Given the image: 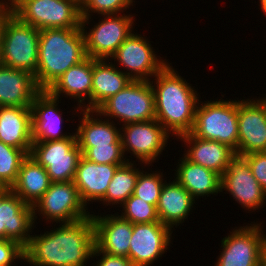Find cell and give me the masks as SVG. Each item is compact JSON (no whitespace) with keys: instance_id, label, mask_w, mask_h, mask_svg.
<instances>
[{"instance_id":"6da1fadb","label":"cell","mask_w":266,"mask_h":266,"mask_svg":"<svg viewBox=\"0 0 266 266\" xmlns=\"http://www.w3.org/2000/svg\"><path fill=\"white\" fill-rule=\"evenodd\" d=\"M95 247L92 216L61 223L57 228L32 235L24 248V262L31 266H86Z\"/></svg>"},{"instance_id":"7a4b0ae2","label":"cell","mask_w":266,"mask_h":266,"mask_svg":"<svg viewBox=\"0 0 266 266\" xmlns=\"http://www.w3.org/2000/svg\"><path fill=\"white\" fill-rule=\"evenodd\" d=\"M170 64L167 63L150 83L154 92L155 119L172 137L178 138L192 131L199 97L198 91Z\"/></svg>"},{"instance_id":"3957f363","label":"cell","mask_w":266,"mask_h":266,"mask_svg":"<svg viewBox=\"0 0 266 266\" xmlns=\"http://www.w3.org/2000/svg\"><path fill=\"white\" fill-rule=\"evenodd\" d=\"M87 58L81 28L39 31L38 65L34 75L41 90H47L62 74Z\"/></svg>"},{"instance_id":"277c9868","label":"cell","mask_w":266,"mask_h":266,"mask_svg":"<svg viewBox=\"0 0 266 266\" xmlns=\"http://www.w3.org/2000/svg\"><path fill=\"white\" fill-rule=\"evenodd\" d=\"M39 29L13 13H1L0 64L35 75L38 65Z\"/></svg>"},{"instance_id":"5b68a950","label":"cell","mask_w":266,"mask_h":266,"mask_svg":"<svg viewBox=\"0 0 266 266\" xmlns=\"http://www.w3.org/2000/svg\"><path fill=\"white\" fill-rule=\"evenodd\" d=\"M196 108L195 123L191 133L206 140L238 148V101L214 100L201 102Z\"/></svg>"},{"instance_id":"8992f818","label":"cell","mask_w":266,"mask_h":266,"mask_svg":"<svg viewBox=\"0 0 266 266\" xmlns=\"http://www.w3.org/2000/svg\"><path fill=\"white\" fill-rule=\"evenodd\" d=\"M103 118L120 120L123 125L155 119L154 92L150 81H131L96 109Z\"/></svg>"},{"instance_id":"52a82bcc","label":"cell","mask_w":266,"mask_h":266,"mask_svg":"<svg viewBox=\"0 0 266 266\" xmlns=\"http://www.w3.org/2000/svg\"><path fill=\"white\" fill-rule=\"evenodd\" d=\"M32 207L34 223L38 219L37 213L52 224L72 223L92 216L73 181L51 182L47 191Z\"/></svg>"},{"instance_id":"ba28073f","label":"cell","mask_w":266,"mask_h":266,"mask_svg":"<svg viewBox=\"0 0 266 266\" xmlns=\"http://www.w3.org/2000/svg\"><path fill=\"white\" fill-rule=\"evenodd\" d=\"M13 14L39 30L81 28L82 23L77 0H26Z\"/></svg>"},{"instance_id":"9c48e42d","label":"cell","mask_w":266,"mask_h":266,"mask_svg":"<svg viewBox=\"0 0 266 266\" xmlns=\"http://www.w3.org/2000/svg\"><path fill=\"white\" fill-rule=\"evenodd\" d=\"M29 155L46 169L51 182H66L74 180L82 151L74 132L62 140L33 142Z\"/></svg>"},{"instance_id":"30bf717a","label":"cell","mask_w":266,"mask_h":266,"mask_svg":"<svg viewBox=\"0 0 266 266\" xmlns=\"http://www.w3.org/2000/svg\"><path fill=\"white\" fill-rule=\"evenodd\" d=\"M262 223L235 227L221 240V253L214 266H260L266 243Z\"/></svg>"},{"instance_id":"8fae6325","label":"cell","mask_w":266,"mask_h":266,"mask_svg":"<svg viewBox=\"0 0 266 266\" xmlns=\"http://www.w3.org/2000/svg\"><path fill=\"white\" fill-rule=\"evenodd\" d=\"M101 16L104 18H100L99 23L92 29L89 28V31L82 29V32L87 57L108 60L134 31L135 18L125 13Z\"/></svg>"},{"instance_id":"7c38bea8","label":"cell","mask_w":266,"mask_h":266,"mask_svg":"<svg viewBox=\"0 0 266 266\" xmlns=\"http://www.w3.org/2000/svg\"><path fill=\"white\" fill-rule=\"evenodd\" d=\"M121 126L124 156L127 151L139 160L138 163L145 166L156 162L171 136L156 119Z\"/></svg>"},{"instance_id":"4fadbf2b","label":"cell","mask_w":266,"mask_h":266,"mask_svg":"<svg viewBox=\"0 0 266 266\" xmlns=\"http://www.w3.org/2000/svg\"><path fill=\"white\" fill-rule=\"evenodd\" d=\"M130 34L109 60L119 62L123 72L133 81H150L168 62L155 54L146 37ZM116 62V63H115ZM150 77V78H149Z\"/></svg>"},{"instance_id":"5bb4252c","label":"cell","mask_w":266,"mask_h":266,"mask_svg":"<svg viewBox=\"0 0 266 266\" xmlns=\"http://www.w3.org/2000/svg\"><path fill=\"white\" fill-rule=\"evenodd\" d=\"M266 152V97L238 100V148L243 156Z\"/></svg>"},{"instance_id":"9a60e30c","label":"cell","mask_w":266,"mask_h":266,"mask_svg":"<svg viewBox=\"0 0 266 266\" xmlns=\"http://www.w3.org/2000/svg\"><path fill=\"white\" fill-rule=\"evenodd\" d=\"M221 189L248 211H255L266 204V191L252 175L248 162L242 156H235L221 176Z\"/></svg>"},{"instance_id":"2e32d148","label":"cell","mask_w":266,"mask_h":266,"mask_svg":"<svg viewBox=\"0 0 266 266\" xmlns=\"http://www.w3.org/2000/svg\"><path fill=\"white\" fill-rule=\"evenodd\" d=\"M172 230L160 221L133 224L129 259L133 266H151L168 249Z\"/></svg>"},{"instance_id":"e0dca14e","label":"cell","mask_w":266,"mask_h":266,"mask_svg":"<svg viewBox=\"0 0 266 266\" xmlns=\"http://www.w3.org/2000/svg\"><path fill=\"white\" fill-rule=\"evenodd\" d=\"M34 225L32 205L26 204L10 188L0 194V239L14 240L25 248Z\"/></svg>"},{"instance_id":"ac0fdd59","label":"cell","mask_w":266,"mask_h":266,"mask_svg":"<svg viewBox=\"0 0 266 266\" xmlns=\"http://www.w3.org/2000/svg\"><path fill=\"white\" fill-rule=\"evenodd\" d=\"M60 98L54 97L48 90H41L31 104L32 110V141L44 142L62 140L74 133H62L61 109L58 108ZM58 102V103H57Z\"/></svg>"},{"instance_id":"d6986e66","label":"cell","mask_w":266,"mask_h":266,"mask_svg":"<svg viewBox=\"0 0 266 266\" xmlns=\"http://www.w3.org/2000/svg\"><path fill=\"white\" fill-rule=\"evenodd\" d=\"M95 231V246L109 255L129 258L130 238L133 224L121 218L119 213L92 214Z\"/></svg>"},{"instance_id":"ffe728a7","label":"cell","mask_w":266,"mask_h":266,"mask_svg":"<svg viewBox=\"0 0 266 266\" xmlns=\"http://www.w3.org/2000/svg\"><path fill=\"white\" fill-rule=\"evenodd\" d=\"M177 139H182L184 145H187V151L185 148L186 153L183 154L187 160L221 176L236 156L235 151L228 145L218 141L197 138L191 132L181 135Z\"/></svg>"},{"instance_id":"44dd1931","label":"cell","mask_w":266,"mask_h":266,"mask_svg":"<svg viewBox=\"0 0 266 266\" xmlns=\"http://www.w3.org/2000/svg\"><path fill=\"white\" fill-rule=\"evenodd\" d=\"M93 58L87 57L81 63L70 67L47 90L56 98L62 94L74 98L78 108L91 110ZM87 100V104L85 102ZM83 104V105H82Z\"/></svg>"},{"instance_id":"7402d4cb","label":"cell","mask_w":266,"mask_h":266,"mask_svg":"<svg viewBox=\"0 0 266 266\" xmlns=\"http://www.w3.org/2000/svg\"><path fill=\"white\" fill-rule=\"evenodd\" d=\"M40 91L32 73L0 64V107H31Z\"/></svg>"},{"instance_id":"603a6c76","label":"cell","mask_w":266,"mask_h":266,"mask_svg":"<svg viewBox=\"0 0 266 266\" xmlns=\"http://www.w3.org/2000/svg\"><path fill=\"white\" fill-rule=\"evenodd\" d=\"M121 165L124 164H98L83 156L80 158L73 182L86 206L90 202H99L105 196L114 173Z\"/></svg>"},{"instance_id":"cb8c5ba5","label":"cell","mask_w":266,"mask_h":266,"mask_svg":"<svg viewBox=\"0 0 266 266\" xmlns=\"http://www.w3.org/2000/svg\"><path fill=\"white\" fill-rule=\"evenodd\" d=\"M31 107H0V141L28 154L32 148Z\"/></svg>"},{"instance_id":"d4e9b609","label":"cell","mask_w":266,"mask_h":266,"mask_svg":"<svg viewBox=\"0 0 266 266\" xmlns=\"http://www.w3.org/2000/svg\"><path fill=\"white\" fill-rule=\"evenodd\" d=\"M166 182L157 203V214L162 224L174 229L188 218L196 200L176 180Z\"/></svg>"},{"instance_id":"484cf974","label":"cell","mask_w":266,"mask_h":266,"mask_svg":"<svg viewBox=\"0 0 266 266\" xmlns=\"http://www.w3.org/2000/svg\"><path fill=\"white\" fill-rule=\"evenodd\" d=\"M79 110L81 112L78 113H80V116L82 114V117L78 121L80 124L77 126L78 128H76L75 132L79 147L122 144L121 129L116 127L117 124L113 120L107 118L103 120V117H101V114L97 110Z\"/></svg>"},{"instance_id":"4316f807","label":"cell","mask_w":266,"mask_h":266,"mask_svg":"<svg viewBox=\"0 0 266 266\" xmlns=\"http://www.w3.org/2000/svg\"><path fill=\"white\" fill-rule=\"evenodd\" d=\"M175 172V180L180 183L194 199L217 195L222 192L221 175L201 165L187 160L184 156L179 159Z\"/></svg>"},{"instance_id":"83f0119b","label":"cell","mask_w":266,"mask_h":266,"mask_svg":"<svg viewBox=\"0 0 266 266\" xmlns=\"http://www.w3.org/2000/svg\"><path fill=\"white\" fill-rule=\"evenodd\" d=\"M109 59H93L91 110H96L109 97L116 95L132 80Z\"/></svg>"},{"instance_id":"f1b7e54d","label":"cell","mask_w":266,"mask_h":266,"mask_svg":"<svg viewBox=\"0 0 266 266\" xmlns=\"http://www.w3.org/2000/svg\"><path fill=\"white\" fill-rule=\"evenodd\" d=\"M50 183L46 169L28 155L22 161L17 180L10 190L26 204L33 206L47 191Z\"/></svg>"},{"instance_id":"f546056e","label":"cell","mask_w":266,"mask_h":266,"mask_svg":"<svg viewBox=\"0 0 266 266\" xmlns=\"http://www.w3.org/2000/svg\"><path fill=\"white\" fill-rule=\"evenodd\" d=\"M126 162L117 168L111 179L105 196L99 201L103 205H122L134 192L138 179L139 168H136V163ZM135 164V165H134Z\"/></svg>"},{"instance_id":"4dcf8cb0","label":"cell","mask_w":266,"mask_h":266,"mask_svg":"<svg viewBox=\"0 0 266 266\" xmlns=\"http://www.w3.org/2000/svg\"><path fill=\"white\" fill-rule=\"evenodd\" d=\"M29 154L23 150L0 141V181L6 188L16 182L22 161Z\"/></svg>"},{"instance_id":"1f68e13d","label":"cell","mask_w":266,"mask_h":266,"mask_svg":"<svg viewBox=\"0 0 266 266\" xmlns=\"http://www.w3.org/2000/svg\"><path fill=\"white\" fill-rule=\"evenodd\" d=\"M120 207L123 208V212L119 216L132 224L160 221L157 214V207L133 194Z\"/></svg>"},{"instance_id":"d6a6232c","label":"cell","mask_w":266,"mask_h":266,"mask_svg":"<svg viewBox=\"0 0 266 266\" xmlns=\"http://www.w3.org/2000/svg\"><path fill=\"white\" fill-rule=\"evenodd\" d=\"M163 177L160 171H155V173L140 171L133 195L157 207L161 190L165 183Z\"/></svg>"},{"instance_id":"836d02e7","label":"cell","mask_w":266,"mask_h":266,"mask_svg":"<svg viewBox=\"0 0 266 266\" xmlns=\"http://www.w3.org/2000/svg\"><path fill=\"white\" fill-rule=\"evenodd\" d=\"M129 7L131 5L128 0H84L81 3V29L88 27L87 24L89 25L93 16L92 12L98 15L122 14Z\"/></svg>"},{"instance_id":"e575fe53","label":"cell","mask_w":266,"mask_h":266,"mask_svg":"<svg viewBox=\"0 0 266 266\" xmlns=\"http://www.w3.org/2000/svg\"><path fill=\"white\" fill-rule=\"evenodd\" d=\"M82 156L88 161L98 164H125L130 162L124 157L122 144L96 145L95 147H79Z\"/></svg>"},{"instance_id":"d590c367","label":"cell","mask_w":266,"mask_h":266,"mask_svg":"<svg viewBox=\"0 0 266 266\" xmlns=\"http://www.w3.org/2000/svg\"><path fill=\"white\" fill-rule=\"evenodd\" d=\"M16 259L24 261V247L14 240L0 239V266H14Z\"/></svg>"},{"instance_id":"8d00e7d4","label":"cell","mask_w":266,"mask_h":266,"mask_svg":"<svg viewBox=\"0 0 266 266\" xmlns=\"http://www.w3.org/2000/svg\"><path fill=\"white\" fill-rule=\"evenodd\" d=\"M249 164L252 175L266 191V152H255L242 156Z\"/></svg>"},{"instance_id":"74e56055","label":"cell","mask_w":266,"mask_h":266,"mask_svg":"<svg viewBox=\"0 0 266 266\" xmlns=\"http://www.w3.org/2000/svg\"><path fill=\"white\" fill-rule=\"evenodd\" d=\"M96 256H101V259H98V261H96L97 264L95 263V266H133L128 257L109 255L105 252L100 251L95 246L93 249L92 258H95Z\"/></svg>"},{"instance_id":"f35d334b","label":"cell","mask_w":266,"mask_h":266,"mask_svg":"<svg viewBox=\"0 0 266 266\" xmlns=\"http://www.w3.org/2000/svg\"><path fill=\"white\" fill-rule=\"evenodd\" d=\"M25 1L26 0H2L3 11L13 13Z\"/></svg>"},{"instance_id":"ab89813d","label":"cell","mask_w":266,"mask_h":266,"mask_svg":"<svg viewBox=\"0 0 266 266\" xmlns=\"http://www.w3.org/2000/svg\"><path fill=\"white\" fill-rule=\"evenodd\" d=\"M261 266H266V243L265 246L263 248L262 254H261V262H260Z\"/></svg>"},{"instance_id":"60d3db41","label":"cell","mask_w":266,"mask_h":266,"mask_svg":"<svg viewBox=\"0 0 266 266\" xmlns=\"http://www.w3.org/2000/svg\"><path fill=\"white\" fill-rule=\"evenodd\" d=\"M7 188L4 186V184L0 181V194L4 192Z\"/></svg>"},{"instance_id":"b9f144b4","label":"cell","mask_w":266,"mask_h":266,"mask_svg":"<svg viewBox=\"0 0 266 266\" xmlns=\"http://www.w3.org/2000/svg\"><path fill=\"white\" fill-rule=\"evenodd\" d=\"M260 1V7L261 9H263L264 7H266V0H259Z\"/></svg>"},{"instance_id":"7bdbcfd3","label":"cell","mask_w":266,"mask_h":266,"mask_svg":"<svg viewBox=\"0 0 266 266\" xmlns=\"http://www.w3.org/2000/svg\"><path fill=\"white\" fill-rule=\"evenodd\" d=\"M0 54H1V15H0Z\"/></svg>"},{"instance_id":"ee69618b","label":"cell","mask_w":266,"mask_h":266,"mask_svg":"<svg viewBox=\"0 0 266 266\" xmlns=\"http://www.w3.org/2000/svg\"><path fill=\"white\" fill-rule=\"evenodd\" d=\"M2 0H0V15H1V13L3 12V8H2V2H1Z\"/></svg>"},{"instance_id":"f6af8a7d","label":"cell","mask_w":266,"mask_h":266,"mask_svg":"<svg viewBox=\"0 0 266 266\" xmlns=\"http://www.w3.org/2000/svg\"><path fill=\"white\" fill-rule=\"evenodd\" d=\"M128 1H129V4H130L131 6L135 5V4H133V2L135 3L134 0H128Z\"/></svg>"},{"instance_id":"bcb514c9","label":"cell","mask_w":266,"mask_h":266,"mask_svg":"<svg viewBox=\"0 0 266 266\" xmlns=\"http://www.w3.org/2000/svg\"><path fill=\"white\" fill-rule=\"evenodd\" d=\"M262 10H263V12H264L265 15H266V7H264Z\"/></svg>"},{"instance_id":"7dc6e473","label":"cell","mask_w":266,"mask_h":266,"mask_svg":"<svg viewBox=\"0 0 266 266\" xmlns=\"http://www.w3.org/2000/svg\"><path fill=\"white\" fill-rule=\"evenodd\" d=\"M80 4L84 1V0H77Z\"/></svg>"}]
</instances>
